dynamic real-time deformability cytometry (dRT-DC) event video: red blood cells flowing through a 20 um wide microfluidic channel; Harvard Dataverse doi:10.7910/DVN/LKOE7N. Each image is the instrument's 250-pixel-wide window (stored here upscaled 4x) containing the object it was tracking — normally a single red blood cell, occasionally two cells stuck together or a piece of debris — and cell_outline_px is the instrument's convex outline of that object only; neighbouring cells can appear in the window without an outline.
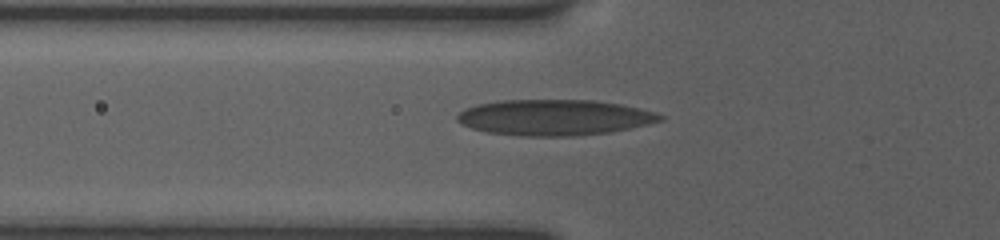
{"species": "human", "species_latin": "Homo sapiens", "temperature_condition": "room temperature", "stored_images_in_passage": 26, "camera_frame_rate_fps": 3000, "um_per_image_px": 0.085, "donor": {"sex": "female"}, "frame": {"image": 1, "passage_image": 2, "time_ms": 0.333, "image_size_px": [1000, 240], "cell_outline_px": [[664, 120], [628, 128], [608, 132], [572, 136], [520, 136], [488, 132], [472, 128], [456, 120], [456, 116], [464, 108], [476, 104], [500, 100], [592, 100], [620, 104], [656, 112], [664, 116]], "centroid_in_image_um": [47.09, 9.98], "position_along_channel_um": 78.7, "area_um2": 42.19}}
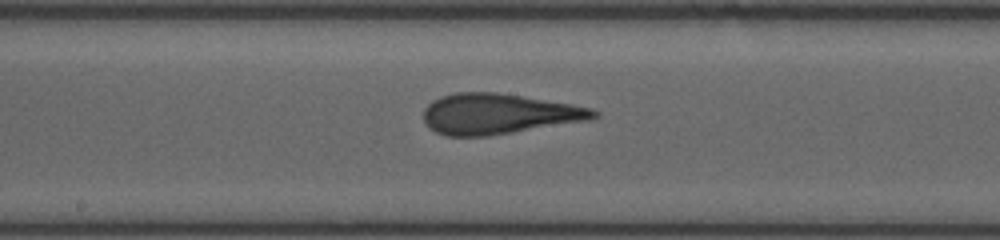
{"frame": {"image": 2, "passage_image": 11, "time_ms": 3.667, "image_size_px": [1000, 240], "cell_outline_px": [[600, 116], [588, 120], [488, 136], [444, 136], [428, 128], [424, 120], [424, 108], [432, 100], [440, 96], [456, 92], [496, 92], [572, 104], [592, 108], [600, 112]], "centroid_in_image_um": [42.35, 9.68], "position_along_channel_um": 205.8, "area_um2": 40.17}}
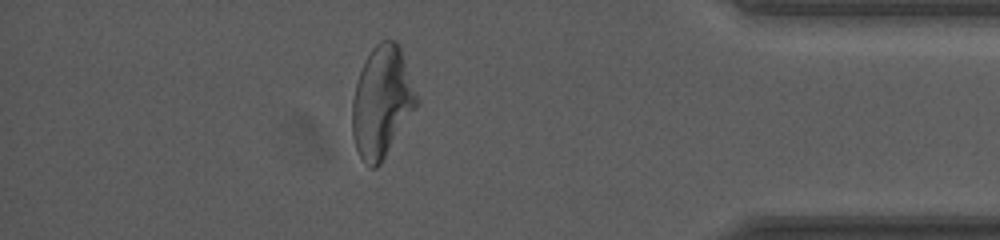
{"frame": {"image": 3, "passage_image": 21, "time_ms": 9.667, "image_size_px": [1000, 240], "cell_outline_px": [[420, 104], [380, 164], [376, 168], [372, 168], [360, 156], [356, 148], [352, 136], [352, 100], [356, 84], [364, 60], [372, 48], [380, 40], [396, 40], [400, 48], [420, 100]], "centroid_in_image_um": [32.48, 8.65], "position_along_channel_um": 402.7, "area_um2": 41.85}}